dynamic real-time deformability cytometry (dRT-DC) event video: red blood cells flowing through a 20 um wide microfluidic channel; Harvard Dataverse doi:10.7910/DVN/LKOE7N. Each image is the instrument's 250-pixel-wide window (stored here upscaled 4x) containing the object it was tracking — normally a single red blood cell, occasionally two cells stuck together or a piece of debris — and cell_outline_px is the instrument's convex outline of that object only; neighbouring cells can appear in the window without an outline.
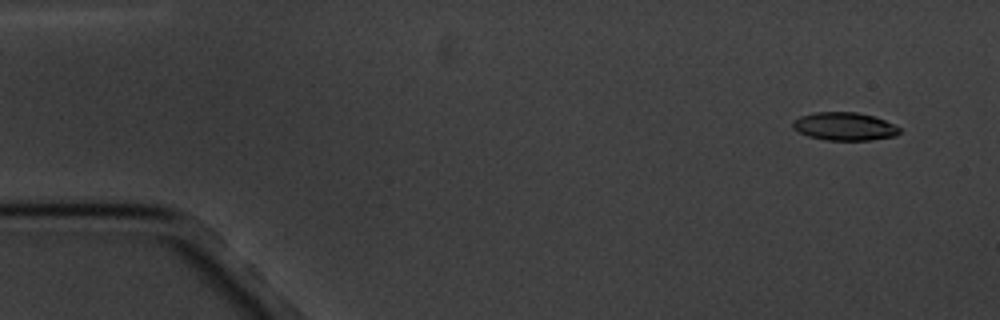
{"species": "common noctule bat (a hibernating species)", "species_latin": "Nyctalus noctula", "temperature_condition": "cold", "stored_images_in_passage": 7, "camera_frame_rate_fps": 3000, "um_per_image_px": 0.085, "animal": {"sex": "male", "body_mass_g": 20.1, "forearm_length_mm": 53.5}, "frame": {"image": 1, "passage_image": 2, "time_ms": 1.0, "image_size_px": [1000, 320], "cell_outline_px": [[900, 132], [896, 136], [872, 140], [824, 140], [808, 136], [792, 128], [792, 120], [800, 116], [812, 112], [856, 112], [872, 116], [884, 120], [900, 128]], "centroid_in_image_um": [71.74, 10.74], "position_along_channel_um": 13.3, "area_um2": 17.51}}
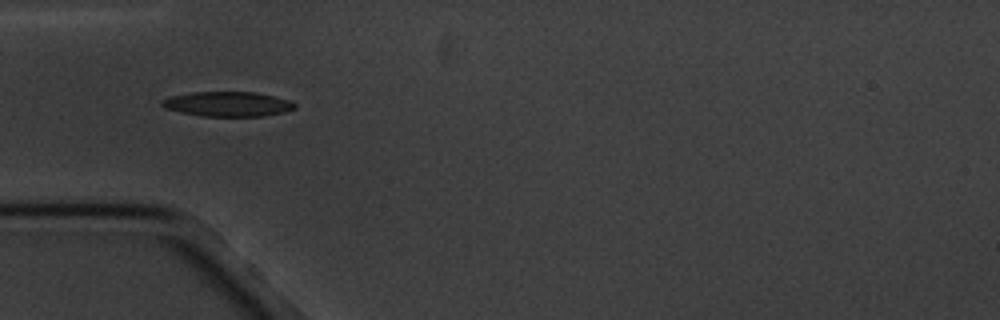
{"frame": {"image": 2, "passage_image": 6, "time_ms": 5.667, "image_size_px": [1000, 320], "cell_outline_px": [[296, 108], [284, 112], [264, 116], [204, 116], [180, 112], [164, 108], [160, 104], [160, 100], [172, 96], [192, 92], [256, 92], [288, 100], [296, 104]], "centroid_in_image_um": [19.33, 8.84], "position_along_channel_um": 65.7, "area_um2": 19.13}}
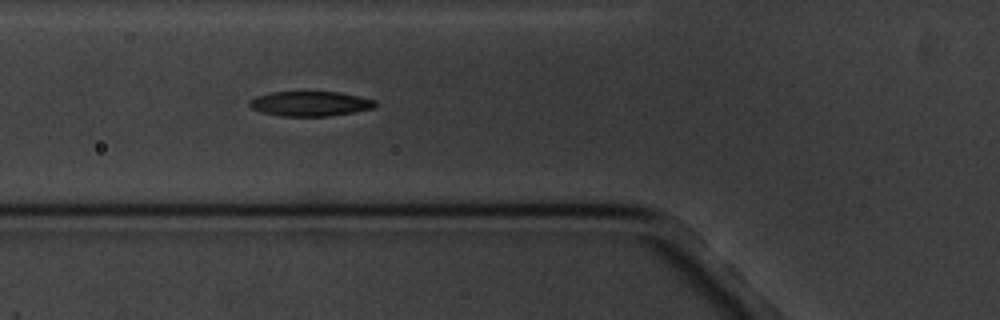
{"frame": {"image": 3, "passage_image": 7, "time_ms": 6.667, "image_size_px": [1000, 320], "cell_outline_px": [[376, 104], [372, 108], [352, 112], [328, 116], [280, 116], [260, 112], [252, 108], [248, 104], [248, 100], [256, 96], [272, 92], [340, 92], [360, 96], [376, 100]], "centroid_in_image_um": [26.33, 8.81], "position_along_channel_um": 99.5, "area_um2": 18.21}}